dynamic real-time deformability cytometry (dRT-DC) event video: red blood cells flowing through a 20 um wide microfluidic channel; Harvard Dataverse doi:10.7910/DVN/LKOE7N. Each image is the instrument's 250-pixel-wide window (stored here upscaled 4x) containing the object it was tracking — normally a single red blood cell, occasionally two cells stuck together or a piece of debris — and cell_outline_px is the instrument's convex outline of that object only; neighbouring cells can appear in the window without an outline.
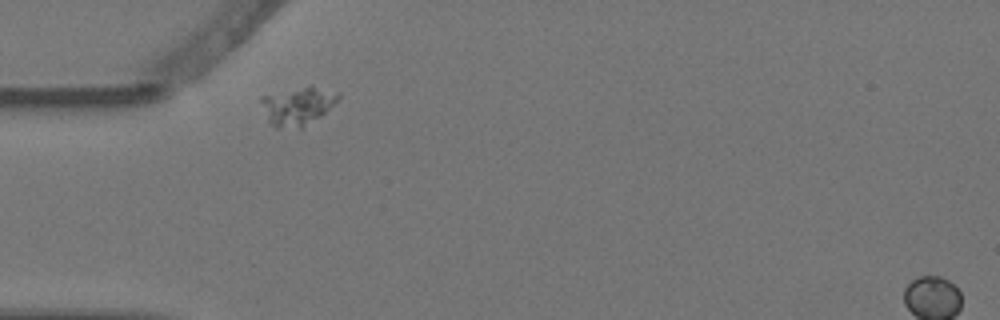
{"species": "Egyptian fruit bat (a non-hibernating species)", "species_latin": "Rousettus aegyptiacus", "temperature_condition": "warm", "stored_images_in_passage": 2, "camera_frame_rate_fps": 3000, "um_per_image_px": 0.085, "animal": {"sex": "female"}, "frame": {"image": 1, "passage_image": 1, "time_ms": 0.0, "image_size_px": [1000, 320], "cell_outline_px": [[340, 96], [320, 116], [300, 128], [276, 128], [268, 124], [260, 100], [260, 96], [304, 88], [312, 88], [340, 92]], "centroid_in_image_um": [25.22, 9.06], "position_along_channel_um": 59.8, "area_um2": 16.36}}
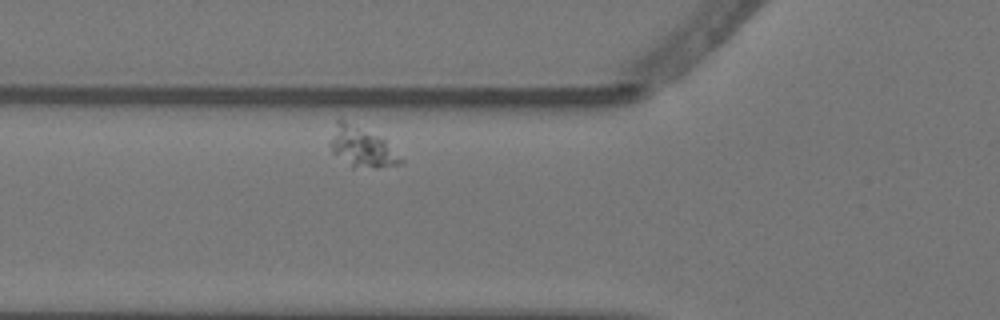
{"frame": {"image": 2, "passage_image": 2, "time_ms": 0.333, "image_size_px": [1000, 320], "cell_outline_px": [[404, 164], [380, 168], [352, 168], [332, 152], [328, 144], [328, 140], [336, 120], [344, 120], [380, 136], [404, 160]], "centroid_in_image_um": [30.72, 12.52], "position_along_channel_um": 95.1, "area_um2": 16.76}}